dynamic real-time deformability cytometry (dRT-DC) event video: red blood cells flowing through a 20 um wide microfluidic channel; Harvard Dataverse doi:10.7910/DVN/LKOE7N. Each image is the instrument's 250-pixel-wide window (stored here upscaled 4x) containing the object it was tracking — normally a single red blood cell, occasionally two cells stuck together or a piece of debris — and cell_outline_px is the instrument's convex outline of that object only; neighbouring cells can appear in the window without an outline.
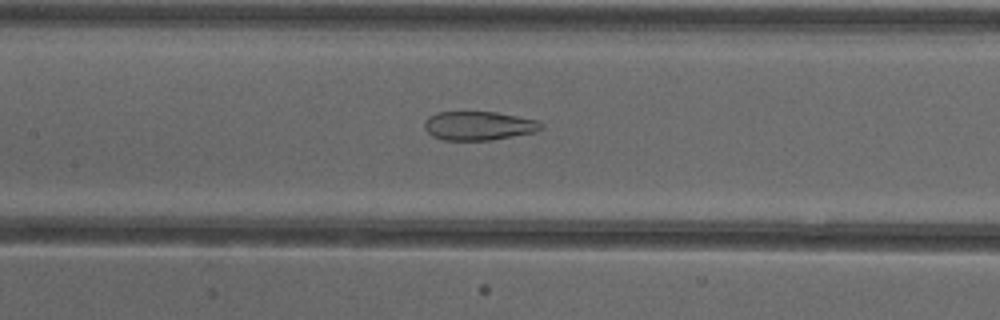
{"species": "common noctule bat (a hibernating species)", "species_latin": "Nyctalus noctula", "temperature_condition": "cold", "stored_images_in_passage": 49, "camera_frame_rate_fps": 3000, "um_per_image_px": 0.085, "animal": {"sex": "female"}, "frame": {"image": 1, "passage_image": 21, "time_ms": 6.667, "image_size_px": [1000, 320], "cell_outline_px": [[544, 128], [536, 132], [492, 140], [444, 140], [432, 136], [424, 128], [424, 120], [428, 116], [436, 112], [496, 112], [540, 120], [544, 124]], "centroid_in_image_um": [40.72, 10.68], "position_along_channel_um": 166.7, "area_um2": 19.94}}
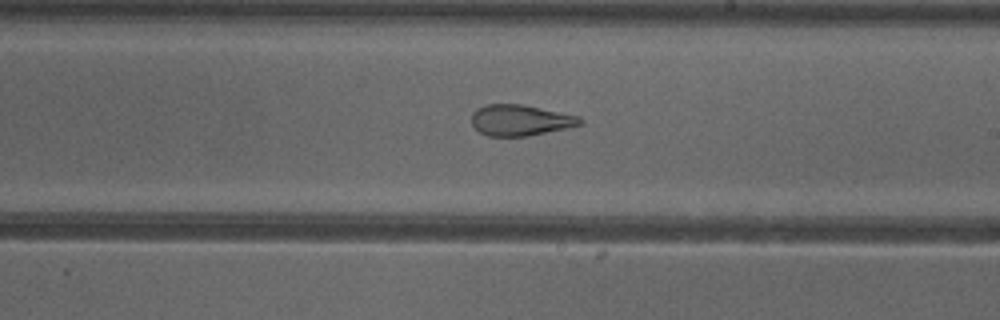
{"frame": {"image": 2, "passage_image": 27, "time_ms": 8.667, "image_size_px": [1000, 320], "cell_outline_px": [[584, 124], [568, 128], [528, 136], [488, 136], [480, 132], [472, 124], [472, 112], [476, 108], [484, 104], [520, 104], [580, 116], [584, 120]], "centroid_in_image_um": [44.24, 10.22], "position_along_channel_um": 244.8, "area_um2": 19.71}}
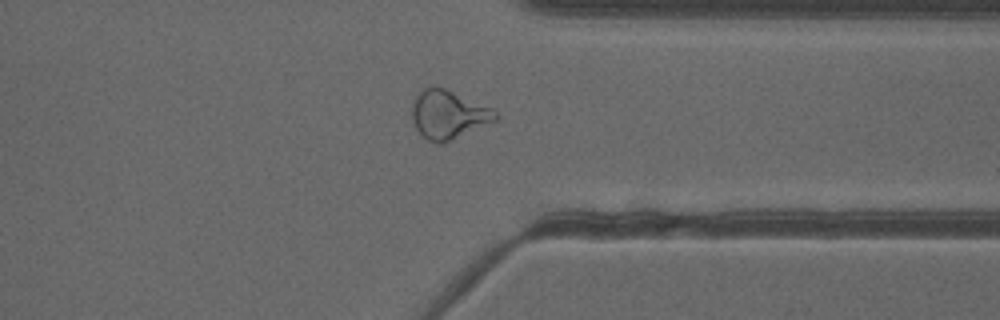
{"frame": {"image": 3, "passage_image": 37, "time_ms": 12.0, "image_size_px": [1000, 320], "cell_outline_px": [[500, 116], [496, 120], [444, 144], [436, 144], [428, 140], [416, 128], [412, 120], [412, 104], [416, 96], [428, 84], [436, 84], [492, 108]], "centroid_in_image_um": [38.09, 9.72], "position_along_channel_um": 373.3, "area_um2": 23.87}, "authors_computed_cell_mechanics": {"area_um2": 24.6806, "velocity_mm_per_s": 3.9181, "shape_relaxation_time_tau1_ms": null, "shape_relaxation_time_tau2_ms": 1.9141, "deformation_change_tau1": null, "deformation_change_tau2": 0.1007}}